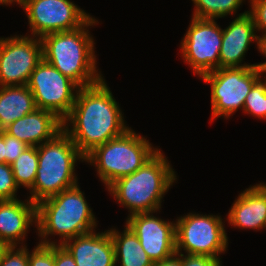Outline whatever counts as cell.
<instances>
[{"instance_id":"cell-24","label":"cell","mask_w":266,"mask_h":266,"mask_svg":"<svg viewBox=\"0 0 266 266\" xmlns=\"http://www.w3.org/2000/svg\"><path fill=\"white\" fill-rule=\"evenodd\" d=\"M18 188L11 165L0 163V200L17 199Z\"/></svg>"},{"instance_id":"cell-2","label":"cell","mask_w":266,"mask_h":266,"mask_svg":"<svg viewBox=\"0 0 266 266\" xmlns=\"http://www.w3.org/2000/svg\"><path fill=\"white\" fill-rule=\"evenodd\" d=\"M98 23L91 17L78 29L50 33L41 38L43 59L80 88L95 85L104 78L96 66L95 42L89 32V28Z\"/></svg>"},{"instance_id":"cell-22","label":"cell","mask_w":266,"mask_h":266,"mask_svg":"<svg viewBox=\"0 0 266 266\" xmlns=\"http://www.w3.org/2000/svg\"><path fill=\"white\" fill-rule=\"evenodd\" d=\"M195 6L192 17L201 19L225 18L237 13L245 0H192Z\"/></svg>"},{"instance_id":"cell-35","label":"cell","mask_w":266,"mask_h":266,"mask_svg":"<svg viewBox=\"0 0 266 266\" xmlns=\"http://www.w3.org/2000/svg\"><path fill=\"white\" fill-rule=\"evenodd\" d=\"M8 248V245L5 243V242H2L1 240H0V261H1V259H2V256H3V254H4V252H5V250Z\"/></svg>"},{"instance_id":"cell-15","label":"cell","mask_w":266,"mask_h":266,"mask_svg":"<svg viewBox=\"0 0 266 266\" xmlns=\"http://www.w3.org/2000/svg\"><path fill=\"white\" fill-rule=\"evenodd\" d=\"M62 246L72 255L76 266H116L115 247L109 230L79 235Z\"/></svg>"},{"instance_id":"cell-28","label":"cell","mask_w":266,"mask_h":266,"mask_svg":"<svg viewBox=\"0 0 266 266\" xmlns=\"http://www.w3.org/2000/svg\"><path fill=\"white\" fill-rule=\"evenodd\" d=\"M249 13L254 19L257 31L266 34V0H250Z\"/></svg>"},{"instance_id":"cell-14","label":"cell","mask_w":266,"mask_h":266,"mask_svg":"<svg viewBox=\"0 0 266 266\" xmlns=\"http://www.w3.org/2000/svg\"><path fill=\"white\" fill-rule=\"evenodd\" d=\"M254 19L249 11L236 16L228 27L222 29V46L220 48L219 68L252 67L243 59L251 42L258 41Z\"/></svg>"},{"instance_id":"cell-30","label":"cell","mask_w":266,"mask_h":266,"mask_svg":"<svg viewBox=\"0 0 266 266\" xmlns=\"http://www.w3.org/2000/svg\"><path fill=\"white\" fill-rule=\"evenodd\" d=\"M54 265L55 266H76L72 255L62 246L54 245Z\"/></svg>"},{"instance_id":"cell-36","label":"cell","mask_w":266,"mask_h":266,"mask_svg":"<svg viewBox=\"0 0 266 266\" xmlns=\"http://www.w3.org/2000/svg\"><path fill=\"white\" fill-rule=\"evenodd\" d=\"M262 74H265L263 77H264L265 80H266V71H265V72H262Z\"/></svg>"},{"instance_id":"cell-5","label":"cell","mask_w":266,"mask_h":266,"mask_svg":"<svg viewBox=\"0 0 266 266\" xmlns=\"http://www.w3.org/2000/svg\"><path fill=\"white\" fill-rule=\"evenodd\" d=\"M38 169L28 198L34 203L55 196L78 183L75 167L84 162L71 138L62 130L53 139L37 147Z\"/></svg>"},{"instance_id":"cell-10","label":"cell","mask_w":266,"mask_h":266,"mask_svg":"<svg viewBox=\"0 0 266 266\" xmlns=\"http://www.w3.org/2000/svg\"><path fill=\"white\" fill-rule=\"evenodd\" d=\"M222 28L215 19L192 17L181 41V56L193 73L202 75L219 68Z\"/></svg>"},{"instance_id":"cell-25","label":"cell","mask_w":266,"mask_h":266,"mask_svg":"<svg viewBox=\"0 0 266 266\" xmlns=\"http://www.w3.org/2000/svg\"><path fill=\"white\" fill-rule=\"evenodd\" d=\"M29 266H55L54 265V245L39 244L29 253Z\"/></svg>"},{"instance_id":"cell-26","label":"cell","mask_w":266,"mask_h":266,"mask_svg":"<svg viewBox=\"0 0 266 266\" xmlns=\"http://www.w3.org/2000/svg\"><path fill=\"white\" fill-rule=\"evenodd\" d=\"M28 250L26 245L8 246L2 256L0 266H29Z\"/></svg>"},{"instance_id":"cell-27","label":"cell","mask_w":266,"mask_h":266,"mask_svg":"<svg viewBox=\"0 0 266 266\" xmlns=\"http://www.w3.org/2000/svg\"><path fill=\"white\" fill-rule=\"evenodd\" d=\"M3 137L5 141V163L11 165L29 146L25 142L7 134L4 130Z\"/></svg>"},{"instance_id":"cell-33","label":"cell","mask_w":266,"mask_h":266,"mask_svg":"<svg viewBox=\"0 0 266 266\" xmlns=\"http://www.w3.org/2000/svg\"><path fill=\"white\" fill-rule=\"evenodd\" d=\"M0 163H5V141L3 137V130L0 131Z\"/></svg>"},{"instance_id":"cell-7","label":"cell","mask_w":266,"mask_h":266,"mask_svg":"<svg viewBox=\"0 0 266 266\" xmlns=\"http://www.w3.org/2000/svg\"><path fill=\"white\" fill-rule=\"evenodd\" d=\"M175 221L176 253L221 259L228 248L225 222L218 215L187 213ZM183 249V250H182Z\"/></svg>"},{"instance_id":"cell-29","label":"cell","mask_w":266,"mask_h":266,"mask_svg":"<svg viewBox=\"0 0 266 266\" xmlns=\"http://www.w3.org/2000/svg\"><path fill=\"white\" fill-rule=\"evenodd\" d=\"M182 266H222L220 259L195 254H181Z\"/></svg>"},{"instance_id":"cell-12","label":"cell","mask_w":266,"mask_h":266,"mask_svg":"<svg viewBox=\"0 0 266 266\" xmlns=\"http://www.w3.org/2000/svg\"><path fill=\"white\" fill-rule=\"evenodd\" d=\"M43 60L41 38L15 35L0 38V86L27 85L32 71Z\"/></svg>"},{"instance_id":"cell-31","label":"cell","mask_w":266,"mask_h":266,"mask_svg":"<svg viewBox=\"0 0 266 266\" xmlns=\"http://www.w3.org/2000/svg\"><path fill=\"white\" fill-rule=\"evenodd\" d=\"M257 49L261 54H263V56L266 57V34L258 36ZM254 66L258 68L261 72L266 71V61L263 63H256L254 64Z\"/></svg>"},{"instance_id":"cell-13","label":"cell","mask_w":266,"mask_h":266,"mask_svg":"<svg viewBox=\"0 0 266 266\" xmlns=\"http://www.w3.org/2000/svg\"><path fill=\"white\" fill-rule=\"evenodd\" d=\"M155 212L136 213L126 219V225L138 237L142 248L153 263L176 253L175 222L154 216Z\"/></svg>"},{"instance_id":"cell-11","label":"cell","mask_w":266,"mask_h":266,"mask_svg":"<svg viewBox=\"0 0 266 266\" xmlns=\"http://www.w3.org/2000/svg\"><path fill=\"white\" fill-rule=\"evenodd\" d=\"M27 14L31 36L72 31L92 16L70 0H25L21 6Z\"/></svg>"},{"instance_id":"cell-1","label":"cell","mask_w":266,"mask_h":266,"mask_svg":"<svg viewBox=\"0 0 266 266\" xmlns=\"http://www.w3.org/2000/svg\"><path fill=\"white\" fill-rule=\"evenodd\" d=\"M62 125L63 131L84 157L129 129L105 79L79 88L75 103Z\"/></svg>"},{"instance_id":"cell-20","label":"cell","mask_w":266,"mask_h":266,"mask_svg":"<svg viewBox=\"0 0 266 266\" xmlns=\"http://www.w3.org/2000/svg\"><path fill=\"white\" fill-rule=\"evenodd\" d=\"M110 236L115 247V258L121 263L118 266H153L154 263L144 251L135 233L125 224L124 230L119 232L110 228Z\"/></svg>"},{"instance_id":"cell-32","label":"cell","mask_w":266,"mask_h":266,"mask_svg":"<svg viewBox=\"0 0 266 266\" xmlns=\"http://www.w3.org/2000/svg\"><path fill=\"white\" fill-rule=\"evenodd\" d=\"M153 266H182L181 253H175L167 259L154 263Z\"/></svg>"},{"instance_id":"cell-17","label":"cell","mask_w":266,"mask_h":266,"mask_svg":"<svg viewBox=\"0 0 266 266\" xmlns=\"http://www.w3.org/2000/svg\"><path fill=\"white\" fill-rule=\"evenodd\" d=\"M226 220L239 229H265L266 183L255 184L242 191L229 209Z\"/></svg>"},{"instance_id":"cell-23","label":"cell","mask_w":266,"mask_h":266,"mask_svg":"<svg viewBox=\"0 0 266 266\" xmlns=\"http://www.w3.org/2000/svg\"><path fill=\"white\" fill-rule=\"evenodd\" d=\"M243 111L250 116L266 120V80L263 76L247 94Z\"/></svg>"},{"instance_id":"cell-21","label":"cell","mask_w":266,"mask_h":266,"mask_svg":"<svg viewBox=\"0 0 266 266\" xmlns=\"http://www.w3.org/2000/svg\"><path fill=\"white\" fill-rule=\"evenodd\" d=\"M14 179L18 187L28 190L33 186L38 169V150L35 146L27 147L11 164Z\"/></svg>"},{"instance_id":"cell-6","label":"cell","mask_w":266,"mask_h":266,"mask_svg":"<svg viewBox=\"0 0 266 266\" xmlns=\"http://www.w3.org/2000/svg\"><path fill=\"white\" fill-rule=\"evenodd\" d=\"M160 149L131 129L97 146L84 157L97 170V175L108 188L114 181L134 173Z\"/></svg>"},{"instance_id":"cell-8","label":"cell","mask_w":266,"mask_h":266,"mask_svg":"<svg viewBox=\"0 0 266 266\" xmlns=\"http://www.w3.org/2000/svg\"><path fill=\"white\" fill-rule=\"evenodd\" d=\"M263 76L252 67L218 68L206 73L200 79L211 85L212 119L228 118L238 109L243 110L247 94Z\"/></svg>"},{"instance_id":"cell-34","label":"cell","mask_w":266,"mask_h":266,"mask_svg":"<svg viewBox=\"0 0 266 266\" xmlns=\"http://www.w3.org/2000/svg\"><path fill=\"white\" fill-rule=\"evenodd\" d=\"M14 2V3H13ZM25 0H0V5H10L17 3L20 7L24 4Z\"/></svg>"},{"instance_id":"cell-4","label":"cell","mask_w":266,"mask_h":266,"mask_svg":"<svg viewBox=\"0 0 266 266\" xmlns=\"http://www.w3.org/2000/svg\"><path fill=\"white\" fill-rule=\"evenodd\" d=\"M161 151L134 173L114 181L107 188L117 203L128 209L129 216L160 211L164 195L177 180L176 172Z\"/></svg>"},{"instance_id":"cell-9","label":"cell","mask_w":266,"mask_h":266,"mask_svg":"<svg viewBox=\"0 0 266 266\" xmlns=\"http://www.w3.org/2000/svg\"><path fill=\"white\" fill-rule=\"evenodd\" d=\"M27 87L37 109L50 111L62 121L70 113L80 88L44 59L32 71Z\"/></svg>"},{"instance_id":"cell-3","label":"cell","mask_w":266,"mask_h":266,"mask_svg":"<svg viewBox=\"0 0 266 266\" xmlns=\"http://www.w3.org/2000/svg\"><path fill=\"white\" fill-rule=\"evenodd\" d=\"M78 184L36 205V229L39 244L57 245L48 236L58 235L62 245L69 239L95 230L97 219ZM50 239V240H49Z\"/></svg>"},{"instance_id":"cell-19","label":"cell","mask_w":266,"mask_h":266,"mask_svg":"<svg viewBox=\"0 0 266 266\" xmlns=\"http://www.w3.org/2000/svg\"><path fill=\"white\" fill-rule=\"evenodd\" d=\"M37 109L31 90L24 86H0V131Z\"/></svg>"},{"instance_id":"cell-16","label":"cell","mask_w":266,"mask_h":266,"mask_svg":"<svg viewBox=\"0 0 266 266\" xmlns=\"http://www.w3.org/2000/svg\"><path fill=\"white\" fill-rule=\"evenodd\" d=\"M24 201L0 200V240L8 246L26 245L23 243L30 226L37 224L36 204L29 198Z\"/></svg>"},{"instance_id":"cell-18","label":"cell","mask_w":266,"mask_h":266,"mask_svg":"<svg viewBox=\"0 0 266 266\" xmlns=\"http://www.w3.org/2000/svg\"><path fill=\"white\" fill-rule=\"evenodd\" d=\"M62 130V120L43 109L26 114L4 129L7 134L35 147L53 139Z\"/></svg>"}]
</instances>
